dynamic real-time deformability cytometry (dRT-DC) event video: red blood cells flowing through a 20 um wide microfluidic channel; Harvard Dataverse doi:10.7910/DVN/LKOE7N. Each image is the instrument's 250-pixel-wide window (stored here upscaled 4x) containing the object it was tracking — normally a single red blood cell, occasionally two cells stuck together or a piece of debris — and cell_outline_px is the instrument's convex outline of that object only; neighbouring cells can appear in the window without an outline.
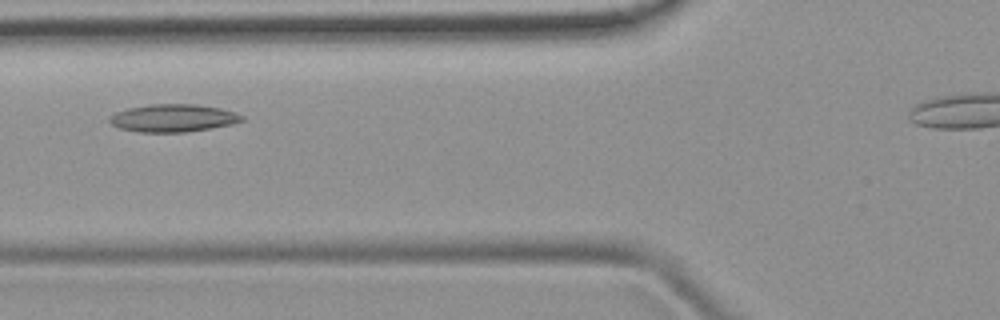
{"species": "common noctule bat (a hibernating species)", "species_latin": "Nyctalus noctula", "temperature_condition": "room temperature", "stored_images_in_passage": 37, "camera_frame_rate_fps": 3000, "um_per_image_px": 0.085, "animal": {"sex": "female", "body_mass_g": 19.9}, "frame": {"image": 1, "passage_image": 12, "time_ms": 3.667, "image_size_px": [1000, 320], "cell_outline_px": [[244, 120], [232, 124], [184, 132], [140, 132], [120, 128], [112, 124], [108, 120], [108, 116], [116, 112], [128, 108], [152, 104], [196, 104], [220, 108], [236, 112], [244, 116]], "centroid_in_image_um": [14.71, 10.03], "position_along_channel_um": 111.1, "area_um2": 21.27}}
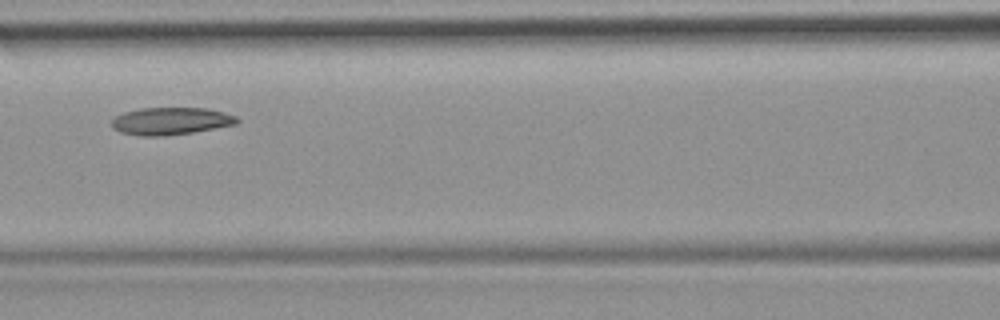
{"frame": {"image": 2, "passage_image": 15, "time_ms": 4.667, "image_size_px": [1000, 320], "cell_outline_px": [[240, 120], [236, 124], [192, 132], [164, 136], [140, 136], [120, 132], [112, 128], [112, 120], [116, 116], [124, 112], [140, 108], [204, 108], [224, 112], [236, 116]], "centroid_in_image_um": [14.5, 10.29], "position_along_channel_um": 152.1, "area_um2": 19.94}}
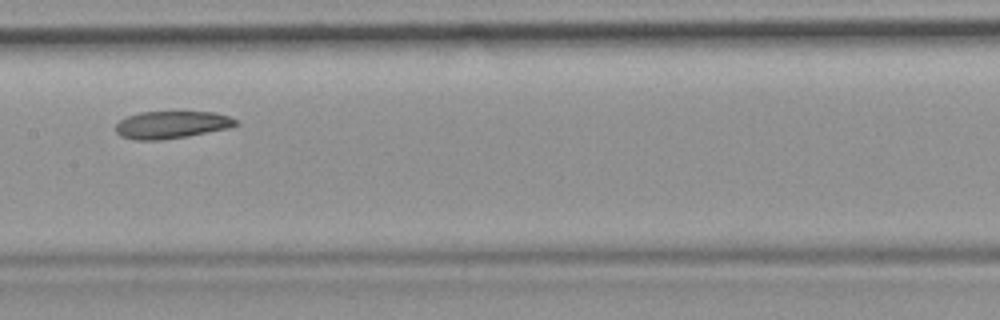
{"frame": {"image": 3, "passage_image": 18, "time_ms": 5.667, "image_size_px": [1000, 320], "cell_outline_px": [[240, 124], [232, 128], [188, 136], [160, 140], [136, 140], [120, 136], [116, 132], [116, 124], [120, 120], [128, 116], [140, 112], [216, 112], [228, 116], [236, 120]], "centroid_in_image_um": [14.62, 10.61], "position_along_channel_um": 192.8, "area_um2": 19.31}}